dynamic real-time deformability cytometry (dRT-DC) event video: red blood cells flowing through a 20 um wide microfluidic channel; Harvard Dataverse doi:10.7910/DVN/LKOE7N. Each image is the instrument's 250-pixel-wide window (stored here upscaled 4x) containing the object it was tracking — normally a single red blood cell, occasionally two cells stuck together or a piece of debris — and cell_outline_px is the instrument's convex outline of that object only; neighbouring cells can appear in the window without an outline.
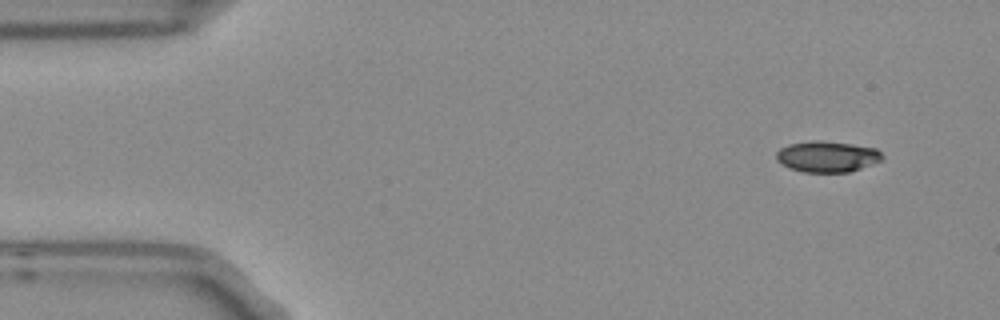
{"species": "Egyptian fruit bat (a non-hibernating species)", "species_latin": "Rousettus aegyptiacus", "temperature_condition": "room temperature", "stored_images_in_passage": 4, "camera_frame_rate_fps": 3000, "um_per_image_px": 0.085, "frame": {"image": 1, "passage_image": 1, "time_ms": 0.0, "image_size_px": [1000, 320], "cell_outline_px": [[884, 160], [848, 172], [804, 172], [788, 168], [776, 160], [776, 152], [780, 148], [788, 144], [812, 140], [820, 140], [852, 144], [876, 148], [884, 156]], "centroid_in_image_um": [70.3, 13.3], "position_along_channel_um": 14.7, "area_um2": 19.31}}
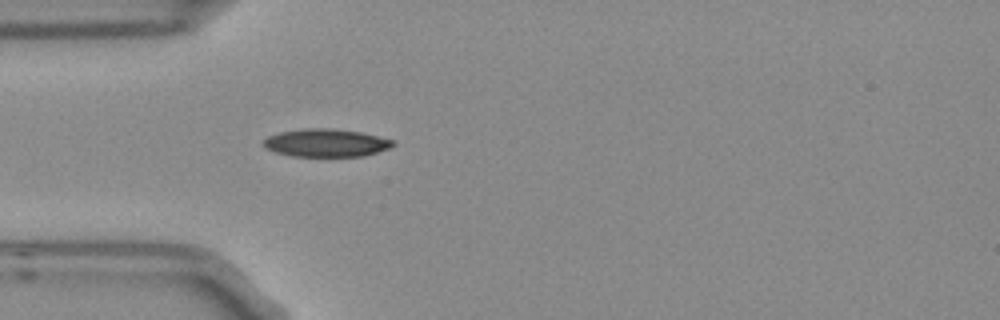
{"frame": {"image": 2, "passage_image": 4, "time_ms": 1.0, "image_size_px": [1000, 320], "cell_outline_px": [[396, 144], [388, 148], [376, 152], [360, 156], [292, 156], [276, 152], [264, 148], [260, 144], [268, 136], [280, 132], [300, 128], [332, 128], [360, 132], [392, 140]], "centroid_in_image_um": [27.64, 12.13], "position_along_channel_um": 57.4, "area_um2": 20.98}}